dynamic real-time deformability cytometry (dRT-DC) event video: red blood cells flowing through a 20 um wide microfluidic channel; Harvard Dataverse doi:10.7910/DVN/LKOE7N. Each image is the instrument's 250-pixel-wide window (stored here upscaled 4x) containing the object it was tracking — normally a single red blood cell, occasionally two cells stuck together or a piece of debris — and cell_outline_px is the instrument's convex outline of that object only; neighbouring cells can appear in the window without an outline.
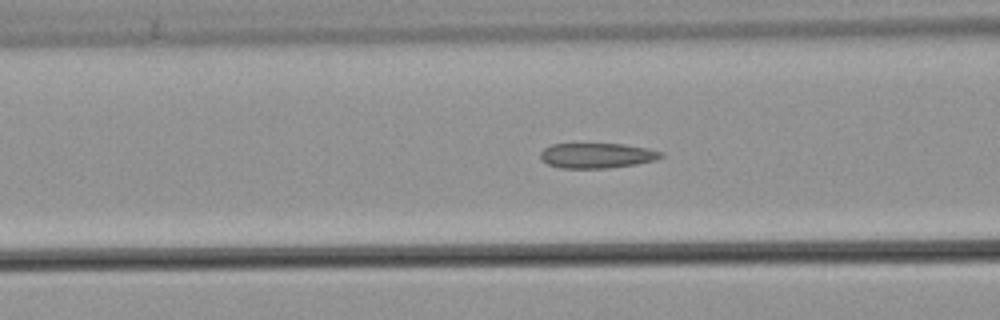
{"species": "common noctule bat (a hibernating species)", "species_latin": "Nyctalus noctula", "temperature_condition": "warm", "stored_images_in_passage": 28, "camera_frame_rate_fps": 3000, "um_per_image_px": 0.085, "animal": {"sex": "male", "body_mass_g": 21.5, "forearm_length_mm": 52.0}, "frame": {"image": 1, "passage_image": 16, "time_ms": 5.0, "image_size_px": [1000, 320], "cell_outline_px": [[664, 156], [656, 160], [636, 164], [608, 168], [560, 168], [548, 164], [540, 160], [540, 152], [544, 148], [552, 144], [624, 144], [648, 148], [664, 152]], "centroid_in_image_um": [50.75, 13.22], "position_along_channel_um": 115.9, "area_um2": 17.8}}
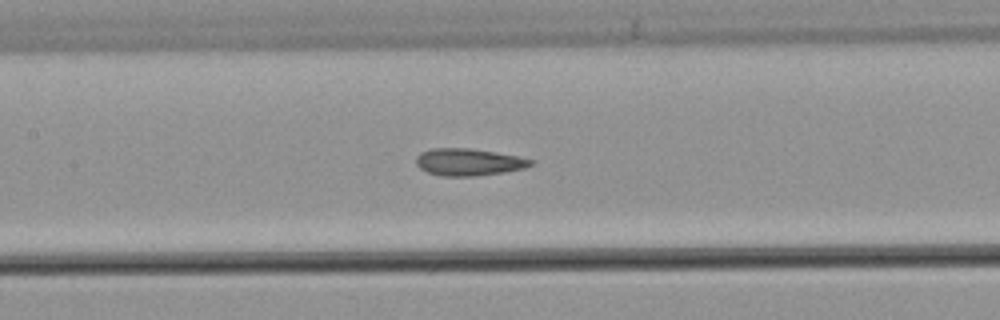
{"frame": {"image": 2, "passage_image": 20, "time_ms": 6.333, "image_size_px": [1000, 320], "cell_outline_px": [[536, 160], [532, 164], [524, 168], [504, 172], [476, 176], [440, 176], [428, 172], [420, 168], [416, 164], [416, 156], [420, 152], [432, 148], [468, 148], [496, 152]], "centroid_in_image_um": [39.81, 13.77], "position_along_channel_um": 167.6, "area_um2": 18.15}}